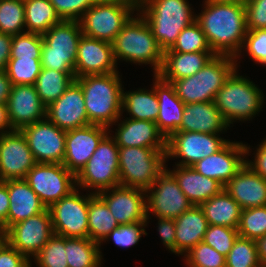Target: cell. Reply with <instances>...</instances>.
<instances>
[{
    "mask_svg": "<svg viewBox=\"0 0 266 267\" xmlns=\"http://www.w3.org/2000/svg\"><path fill=\"white\" fill-rule=\"evenodd\" d=\"M204 1V10L196 14V21L212 52L239 58L248 31L245 4Z\"/></svg>",
    "mask_w": 266,
    "mask_h": 267,
    "instance_id": "cell-1",
    "label": "cell"
},
{
    "mask_svg": "<svg viewBox=\"0 0 266 267\" xmlns=\"http://www.w3.org/2000/svg\"><path fill=\"white\" fill-rule=\"evenodd\" d=\"M81 86L88 121L107 128L122 116L123 85L119 72L75 78Z\"/></svg>",
    "mask_w": 266,
    "mask_h": 267,
    "instance_id": "cell-2",
    "label": "cell"
},
{
    "mask_svg": "<svg viewBox=\"0 0 266 267\" xmlns=\"http://www.w3.org/2000/svg\"><path fill=\"white\" fill-rule=\"evenodd\" d=\"M188 0H138L137 11L151 28L159 47L165 51L181 31L196 20Z\"/></svg>",
    "mask_w": 266,
    "mask_h": 267,
    "instance_id": "cell-3",
    "label": "cell"
},
{
    "mask_svg": "<svg viewBox=\"0 0 266 267\" xmlns=\"http://www.w3.org/2000/svg\"><path fill=\"white\" fill-rule=\"evenodd\" d=\"M124 24L122 30L112 42L114 58L153 66L154 75H158L163 65L164 51L159 47L151 28L144 17L136 11ZM135 16V17H134Z\"/></svg>",
    "mask_w": 266,
    "mask_h": 267,
    "instance_id": "cell-4",
    "label": "cell"
},
{
    "mask_svg": "<svg viewBox=\"0 0 266 267\" xmlns=\"http://www.w3.org/2000/svg\"><path fill=\"white\" fill-rule=\"evenodd\" d=\"M237 71L236 68L226 79L213 101L229 126L237 120L250 121L262 111L265 103L258 85Z\"/></svg>",
    "mask_w": 266,
    "mask_h": 267,
    "instance_id": "cell-5",
    "label": "cell"
},
{
    "mask_svg": "<svg viewBox=\"0 0 266 267\" xmlns=\"http://www.w3.org/2000/svg\"><path fill=\"white\" fill-rule=\"evenodd\" d=\"M236 68L238 64L235 57L214 55L196 74L174 80L171 84L174 86L176 95L185 105L211 102Z\"/></svg>",
    "mask_w": 266,
    "mask_h": 267,
    "instance_id": "cell-6",
    "label": "cell"
},
{
    "mask_svg": "<svg viewBox=\"0 0 266 267\" xmlns=\"http://www.w3.org/2000/svg\"><path fill=\"white\" fill-rule=\"evenodd\" d=\"M137 7L136 0H98L78 20L81 32L112 43Z\"/></svg>",
    "mask_w": 266,
    "mask_h": 267,
    "instance_id": "cell-7",
    "label": "cell"
},
{
    "mask_svg": "<svg viewBox=\"0 0 266 267\" xmlns=\"http://www.w3.org/2000/svg\"><path fill=\"white\" fill-rule=\"evenodd\" d=\"M120 186L149 189L166 169V150L119 147Z\"/></svg>",
    "mask_w": 266,
    "mask_h": 267,
    "instance_id": "cell-8",
    "label": "cell"
},
{
    "mask_svg": "<svg viewBox=\"0 0 266 267\" xmlns=\"http://www.w3.org/2000/svg\"><path fill=\"white\" fill-rule=\"evenodd\" d=\"M79 21L62 20L43 37L41 67L59 72H75L78 43L82 36Z\"/></svg>",
    "mask_w": 266,
    "mask_h": 267,
    "instance_id": "cell-9",
    "label": "cell"
},
{
    "mask_svg": "<svg viewBox=\"0 0 266 267\" xmlns=\"http://www.w3.org/2000/svg\"><path fill=\"white\" fill-rule=\"evenodd\" d=\"M119 147L109 132L86 165L76 175V185L80 190H94L97 194L103 190L120 185L119 177Z\"/></svg>",
    "mask_w": 266,
    "mask_h": 267,
    "instance_id": "cell-10",
    "label": "cell"
},
{
    "mask_svg": "<svg viewBox=\"0 0 266 267\" xmlns=\"http://www.w3.org/2000/svg\"><path fill=\"white\" fill-rule=\"evenodd\" d=\"M24 180L47 208L77 188L76 175L63 164L37 163Z\"/></svg>",
    "mask_w": 266,
    "mask_h": 267,
    "instance_id": "cell-11",
    "label": "cell"
},
{
    "mask_svg": "<svg viewBox=\"0 0 266 267\" xmlns=\"http://www.w3.org/2000/svg\"><path fill=\"white\" fill-rule=\"evenodd\" d=\"M86 194L81 196L76 188L48 208L54 234L67 238H89V194Z\"/></svg>",
    "mask_w": 266,
    "mask_h": 267,
    "instance_id": "cell-12",
    "label": "cell"
},
{
    "mask_svg": "<svg viewBox=\"0 0 266 267\" xmlns=\"http://www.w3.org/2000/svg\"><path fill=\"white\" fill-rule=\"evenodd\" d=\"M219 136L220 134L176 131L166 139V159L182 158L175 165L192 166L216 153L228 142V139Z\"/></svg>",
    "mask_w": 266,
    "mask_h": 267,
    "instance_id": "cell-13",
    "label": "cell"
},
{
    "mask_svg": "<svg viewBox=\"0 0 266 267\" xmlns=\"http://www.w3.org/2000/svg\"><path fill=\"white\" fill-rule=\"evenodd\" d=\"M146 194V220L151 219L150 213H154L156 218L176 219L192 206L175 177L167 169L146 190Z\"/></svg>",
    "mask_w": 266,
    "mask_h": 267,
    "instance_id": "cell-14",
    "label": "cell"
},
{
    "mask_svg": "<svg viewBox=\"0 0 266 267\" xmlns=\"http://www.w3.org/2000/svg\"><path fill=\"white\" fill-rule=\"evenodd\" d=\"M37 163L63 164L66 131L47 118L21 129Z\"/></svg>",
    "mask_w": 266,
    "mask_h": 267,
    "instance_id": "cell-15",
    "label": "cell"
},
{
    "mask_svg": "<svg viewBox=\"0 0 266 267\" xmlns=\"http://www.w3.org/2000/svg\"><path fill=\"white\" fill-rule=\"evenodd\" d=\"M53 234L51 214L47 208L42 213L12 225L6 231V241L31 260Z\"/></svg>",
    "mask_w": 266,
    "mask_h": 267,
    "instance_id": "cell-16",
    "label": "cell"
},
{
    "mask_svg": "<svg viewBox=\"0 0 266 267\" xmlns=\"http://www.w3.org/2000/svg\"><path fill=\"white\" fill-rule=\"evenodd\" d=\"M250 146L230 140L216 153L196 162L192 167L200 174L217 180L223 187L244 166Z\"/></svg>",
    "mask_w": 266,
    "mask_h": 267,
    "instance_id": "cell-17",
    "label": "cell"
},
{
    "mask_svg": "<svg viewBox=\"0 0 266 267\" xmlns=\"http://www.w3.org/2000/svg\"><path fill=\"white\" fill-rule=\"evenodd\" d=\"M36 164L21 130L0 135V181L24 179Z\"/></svg>",
    "mask_w": 266,
    "mask_h": 267,
    "instance_id": "cell-18",
    "label": "cell"
},
{
    "mask_svg": "<svg viewBox=\"0 0 266 267\" xmlns=\"http://www.w3.org/2000/svg\"><path fill=\"white\" fill-rule=\"evenodd\" d=\"M97 195L106 203L119 225L147 222L146 190L119 185Z\"/></svg>",
    "mask_w": 266,
    "mask_h": 267,
    "instance_id": "cell-19",
    "label": "cell"
},
{
    "mask_svg": "<svg viewBox=\"0 0 266 267\" xmlns=\"http://www.w3.org/2000/svg\"><path fill=\"white\" fill-rule=\"evenodd\" d=\"M109 132L107 127L92 124L66 131L63 165L77 175Z\"/></svg>",
    "mask_w": 266,
    "mask_h": 267,
    "instance_id": "cell-20",
    "label": "cell"
},
{
    "mask_svg": "<svg viewBox=\"0 0 266 267\" xmlns=\"http://www.w3.org/2000/svg\"><path fill=\"white\" fill-rule=\"evenodd\" d=\"M112 43L82 35L75 61V78L117 71Z\"/></svg>",
    "mask_w": 266,
    "mask_h": 267,
    "instance_id": "cell-21",
    "label": "cell"
},
{
    "mask_svg": "<svg viewBox=\"0 0 266 267\" xmlns=\"http://www.w3.org/2000/svg\"><path fill=\"white\" fill-rule=\"evenodd\" d=\"M46 118L65 131L90 124L83 90L75 80L57 100L46 108Z\"/></svg>",
    "mask_w": 266,
    "mask_h": 267,
    "instance_id": "cell-22",
    "label": "cell"
},
{
    "mask_svg": "<svg viewBox=\"0 0 266 267\" xmlns=\"http://www.w3.org/2000/svg\"><path fill=\"white\" fill-rule=\"evenodd\" d=\"M7 107L13 130H21L46 118L47 107L40 100L35 85H12Z\"/></svg>",
    "mask_w": 266,
    "mask_h": 267,
    "instance_id": "cell-23",
    "label": "cell"
},
{
    "mask_svg": "<svg viewBox=\"0 0 266 267\" xmlns=\"http://www.w3.org/2000/svg\"><path fill=\"white\" fill-rule=\"evenodd\" d=\"M120 120V122H118ZM115 139L118 147H144L155 150H166V138L158 130L153 121L135 120L126 118L123 121L119 118L116 121Z\"/></svg>",
    "mask_w": 266,
    "mask_h": 267,
    "instance_id": "cell-24",
    "label": "cell"
},
{
    "mask_svg": "<svg viewBox=\"0 0 266 267\" xmlns=\"http://www.w3.org/2000/svg\"><path fill=\"white\" fill-rule=\"evenodd\" d=\"M241 209L266 206V179L246 163L224 186Z\"/></svg>",
    "mask_w": 266,
    "mask_h": 267,
    "instance_id": "cell-25",
    "label": "cell"
},
{
    "mask_svg": "<svg viewBox=\"0 0 266 267\" xmlns=\"http://www.w3.org/2000/svg\"><path fill=\"white\" fill-rule=\"evenodd\" d=\"M153 88L158 97L159 113L156 120L158 130L167 139L181 125L185 104L176 95L174 86L154 75Z\"/></svg>",
    "mask_w": 266,
    "mask_h": 267,
    "instance_id": "cell-26",
    "label": "cell"
},
{
    "mask_svg": "<svg viewBox=\"0 0 266 267\" xmlns=\"http://www.w3.org/2000/svg\"><path fill=\"white\" fill-rule=\"evenodd\" d=\"M229 124L213 101L186 104L181 125L177 131L220 134L227 131Z\"/></svg>",
    "mask_w": 266,
    "mask_h": 267,
    "instance_id": "cell-27",
    "label": "cell"
},
{
    "mask_svg": "<svg viewBox=\"0 0 266 267\" xmlns=\"http://www.w3.org/2000/svg\"><path fill=\"white\" fill-rule=\"evenodd\" d=\"M9 211L7 230L14 224L44 212L47 207L24 179L7 180Z\"/></svg>",
    "mask_w": 266,
    "mask_h": 267,
    "instance_id": "cell-28",
    "label": "cell"
},
{
    "mask_svg": "<svg viewBox=\"0 0 266 267\" xmlns=\"http://www.w3.org/2000/svg\"><path fill=\"white\" fill-rule=\"evenodd\" d=\"M167 170L175 177L180 189L192 205L200 206L224 187L217 181L198 173L192 166H178Z\"/></svg>",
    "mask_w": 266,
    "mask_h": 267,
    "instance_id": "cell-29",
    "label": "cell"
},
{
    "mask_svg": "<svg viewBox=\"0 0 266 267\" xmlns=\"http://www.w3.org/2000/svg\"><path fill=\"white\" fill-rule=\"evenodd\" d=\"M208 222L200 206L192 205L175 219L176 254L185 255L203 241Z\"/></svg>",
    "mask_w": 266,
    "mask_h": 267,
    "instance_id": "cell-30",
    "label": "cell"
},
{
    "mask_svg": "<svg viewBox=\"0 0 266 267\" xmlns=\"http://www.w3.org/2000/svg\"><path fill=\"white\" fill-rule=\"evenodd\" d=\"M214 55L213 52L179 53L167 49L158 75L169 83L189 77L202 69Z\"/></svg>",
    "mask_w": 266,
    "mask_h": 267,
    "instance_id": "cell-31",
    "label": "cell"
},
{
    "mask_svg": "<svg viewBox=\"0 0 266 267\" xmlns=\"http://www.w3.org/2000/svg\"><path fill=\"white\" fill-rule=\"evenodd\" d=\"M200 207L209 225L238 228L242 209L225 189L202 203Z\"/></svg>",
    "mask_w": 266,
    "mask_h": 267,
    "instance_id": "cell-32",
    "label": "cell"
},
{
    "mask_svg": "<svg viewBox=\"0 0 266 267\" xmlns=\"http://www.w3.org/2000/svg\"><path fill=\"white\" fill-rule=\"evenodd\" d=\"M151 89L123 90L122 111L129 113L130 117L127 118L156 122L159 113L158 97L154 88Z\"/></svg>",
    "mask_w": 266,
    "mask_h": 267,
    "instance_id": "cell-33",
    "label": "cell"
},
{
    "mask_svg": "<svg viewBox=\"0 0 266 267\" xmlns=\"http://www.w3.org/2000/svg\"><path fill=\"white\" fill-rule=\"evenodd\" d=\"M118 226L119 224L106 203L97 194L90 192L88 204L89 238L101 245L104 238Z\"/></svg>",
    "mask_w": 266,
    "mask_h": 267,
    "instance_id": "cell-34",
    "label": "cell"
},
{
    "mask_svg": "<svg viewBox=\"0 0 266 267\" xmlns=\"http://www.w3.org/2000/svg\"><path fill=\"white\" fill-rule=\"evenodd\" d=\"M26 32L43 35L62 21L49 0H24Z\"/></svg>",
    "mask_w": 266,
    "mask_h": 267,
    "instance_id": "cell-35",
    "label": "cell"
},
{
    "mask_svg": "<svg viewBox=\"0 0 266 267\" xmlns=\"http://www.w3.org/2000/svg\"><path fill=\"white\" fill-rule=\"evenodd\" d=\"M101 245L90 238L65 237L68 267H101Z\"/></svg>",
    "mask_w": 266,
    "mask_h": 267,
    "instance_id": "cell-36",
    "label": "cell"
},
{
    "mask_svg": "<svg viewBox=\"0 0 266 267\" xmlns=\"http://www.w3.org/2000/svg\"><path fill=\"white\" fill-rule=\"evenodd\" d=\"M75 80V72H59L41 68L35 87L42 103L48 107L57 100Z\"/></svg>",
    "mask_w": 266,
    "mask_h": 267,
    "instance_id": "cell-37",
    "label": "cell"
},
{
    "mask_svg": "<svg viewBox=\"0 0 266 267\" xmlns=\"http://www.w3.org/2000/svg\"><path fill=\"white\" fill-rule=\"evenodd\" d=\"M24 32V0H0V33L13 36Z\"/></svg>",
    "mask_w": 266,
    "mask_h": 267,
    "instance_id": "cell-38",
    "label": "cell"
},
{
    "mask_svg": "<svg viewBox=\"0 0 266 267\" xmlns=\"http://www.w3.org/2000/svg\"><path fill=\"white\" fill-rule=\"evenodd\" d=\"M225 267H262L256 240L238 236L225 257Z\"/></svg>",
    "mask_w": 266,
    "mask_h": 267,
    "instance_id": "cell-39",
    "label": "cell"
},
{
    "mask_svg": "<svg viewBox=\"0 0 266 267\" xmlns=\"http://www.w3.org/2000/svg\"><path fill=\"white\" fill-rule=\"evenodd\" d=\"M41 68V59L10 58L5 71L12 85H35Z\"/></svg>",
    "mask_w": 266,
    "mask_h": 267,
    "instance_id": "cell-40",
    "label": "cell"
},
{
    "mask_svg": "<svg viewBox=\"0 0 266 267\" xmlns=\"http://www.w3.org/2000/svg\"><path fill=\"white\" fill-rule=\"evenodd\" d=\"M169 50L179 53L212 52L205 34L196 20L181 31Z\"/></svg>",
    "mask_w": 266,
    "mask_h": 267,
    "instance_id": "cell-41",
    "label": "cell"
},
{
    "mask_svg": "<svg viewBox=\"0 0 266 267\" xmlns=\"http://www.w3.org/2000/svg\"><path fill=\"white\" fill-rule=\"evenodd\" d=\"M239 236L257 240L266 235V206L242 209L239 225Z\"/></svg>",
    "mask_w": 266,
    "mask_h": 267,
    "instance_id": "cell-42",
    "label": "cell"
},
{
    "mask_svg": "<svg viewBox=\"0 0 266 267\" xmlns=\"http://www.w3.org/2000/svg\"><path fill=\"white\" fill-rule=\"evenodd\" d=\"M65 237L53 234L42 249L33 257L38 267H68Z\"/></svg>",
    "mask_w": 266,
    "mask_h": 267,
    "instance_id": "cell-43",
    "label": "cell"
},
{
    "mask_svg": "<svg viewBox=\"0 0 266 267\" xmlns=\"http://www.w3.org/2000/svg\"><path fill=\"white\" fill-rule=\"evenodd\" d=\"M43 37L40 34L24 32L13 35L10 58L41 59Z\"/></svg>",
    "mask_w": 266,
    "mask_h": 267,
    "instance_id": "cell-44",
    "label": "cell"
},
{
    "mask_svg": "<svg viewBox=\"0 0 266 267\" xmlns=\"http://www.w3.org/2000/svg\"><path fill=\"white\" fill-rule=\"evenodd\" d=\"M183 257L188 267H225V256L203 241Z\"/></svg>",
    "mask_w": 266,
    "mask_h": 267,
    "instance_id": "cell-45",
    "label": "cell"
},
{
    "mask_svg": "<svg viewBox=\"0 0 266 267\" xmlns=\"http://www.w3.org/2000/svg\"><path fill=\"white\" fill-rule=\"evenodd\" d=\"M238 236L237 229L220 225H208L203 242L226 257Z\"/></svg>",
    "mask_w": 266,
    "mask_h": 267,
    "instance_id": "cell-46",
    "label": "cell"
},
{
    "mask_svg": "<svg viewBox=\"0 0 266 267\" xmlns=\"http://www.w3.org/2000/svg\"><path fill=\"white\" fill-rule=\"evenodd\" d=\"M148 222L119 225L103 241L106 242V240L112 239L115 245L120 248L134 246L140 241L141 236L148 234L145 230Z\"/></svg>",
    "mask_w": 266,
    "mask_h": 267,
    "instance_id": "cell-47",
    "label": "cell"
},
{
    "mask_svg": "<svg viewBox=\"0 0 266 267\" xmlns=\"http://www.w3.org/2000/svg\"><path fill=\"white\" fill-rule=\"evenodd\" d=\"M246 49L254 63L266 65V29L247 31L242 49Z\"/></svg>",
    "mask_w": 266,
    "mask_h": 267,
    "instance_id": "cell-48",
    "label": "cell"
},
{
    "mask_svg": "<svg viewBox=\"0 0 266 267\" xmlns=\"http://www.w3.org/2000/svg\"><path fill=\"white\" fill-rule=\"evenodd\" d=\"M62 20H76L98 0H49Z\"/></svg>",
    "mask_w": 266,
    "mask_h": 267,
    "instance_id": "cell-49",
    "label": "cell"
},
{
    "mask_svg": "<svg viewBox=\"0 0 266 267\" xmlns=\"http://www.w3.org/2000/svg\"><path fill=\"white\" fill-rule=\"evenodd\" d=\"M245 10L248 31L266 29V0H247Z\"/></svg>",
    "mask_w": 266,
    "mask_h": 267,
    "instance_id": "cell-50",
    "label": "cell"
},
{
    "mask_svg": "<svg viewBox=\"0 0 266 267\" xmlns=\"http://www.w3.org/2000/svg\"><path fill=\"white\" fill-rule=\"evenodd\" d=\"M31 262L7 241L0 248V267H32Z\"/></svg>",
    "mask_w": 266,
    "mask_h": 267,
    "instance_id": "cell-51",
    "label": "cell"
},
{
    "mask_svg": "<svg viewBox=\"0 0 266 267\" xmlns=\"http://www.w3.org/2000/svg\"><path fill=\"white\" fill-rule=\"evenodd\" d=\"M158 232L163 245L176 255L175 219L157 218Z\"/></svg>",
    "mask_w": 266,
    "mask_h": 267,
    "instance_id": "cell-52",
    "label": "cell"
},
{
    "mask_svg": "<svg viewBox=\"0 0 266 267\" xmlns=\"http://www.w3.org/2000/svg\"><path fill=\"white\" fill-rule=\"evenodd\" d=\"M256 152H254V160L246 159L245 163L256 173L266 179V138L257 145Z\"/></svg>",
    "mask_w": 266,
    "mask_h": 267,
    "instance_id": "cell-53",
    "label": "cell"
},
{
    "mask_svg": "<svg viewBox=\"0 0 266 267\" xmlns=\"http://www.w3.org/2000/svg\"><path fill=\"white\" fill-rule=\"evenodd\" d=\"M9 193L6 181H0V226L7 231V216L9 211Z\"/></svg>",
    "mask_w": 266,
    "mask_h": 267,
    "instance_id": "cell-54",
    "label": "cell"
},
{
    "mask_svg": "<svg viewBox=\"0 0 266 267\" xmlns=\"http://www.w3.org/2000/svg\"><path fill=\"white\" fill-rule=\"evenodd\" d=\"M13 36L10 34L0 33V71L6 70Z\"/></svg>",
    "mask_w": 266,
    "mask_h": 267,
    "instance_id": "cell-55",
    "label": "cell"
},
{
    "mask_svg": "<svg viewBox=\"0 0 266 267\" xmlns=\"http://www.w3.org/2000/svg\"><path fill=\"white\" fill-rule=\"evenodd\" d=\"M12 83L5 70L0 71V104L7 103Z\"/></svg>",
    "mask_w": 266,
    "mask_h": 267,
    "instance_id": "cell-56",
    "label": "cell"
},
{
    "mask_svg": "<svg viewBox=\"0 0 266 267\" xmlns=\"http://www.w3.org/2000/svg\"><path fill=\"white\" fill-rule=\"evenodd\" d=\"M10 131H13V129L8 116V107L7 103H3L0 104V135Z\"/></svg>",
    "mask_w": 266,
    "mask_h": 267,
    "instance_id": "cell-57",
    "label": "cell"
},
{
    "mask_svg": "<svg viewBox=\"0 0 266 267\" xmlns=\"http://www.w3.org/2000/svg\"><path fill=\"white\" fill-rule=\"evenodd\" d=\"M259 261L262 267H266V235L256 240Z\"/></svg>",
    "mask_w": 266,
    "mask_h": 267,
    "instance_id": "cell-58",
    "label": "cell"
},
{
    "mask_svg": "<svg viewBox=\"0 0 266 267\" xmlns=\"http://www.w3.org/2000/svg\"><path fill=\"white\" fill-rule=\"evenodd\" d=\"M212 2H219V3H240L245 4L247 0H208Z\"/></svg>",
    "mask_w": 266,
    "mask_h": 267,
    "instance_id": "cell-59",
    "label": "cell"
},
{
    "mask_svg": "<svg viewBox=\"0 0 266 267\" xmlns=\"http://www.w3.org/2000/svg\"><path fill=\"white\" fill-rule=\"evenodd\" d=\"M6 242V231L0 226V248Z\"/></svg>",
    "mask_w": 266,
    "mask_h": 267,
    "instance_id": "cell-60",
    "label": "cell"
}]
</instances>
